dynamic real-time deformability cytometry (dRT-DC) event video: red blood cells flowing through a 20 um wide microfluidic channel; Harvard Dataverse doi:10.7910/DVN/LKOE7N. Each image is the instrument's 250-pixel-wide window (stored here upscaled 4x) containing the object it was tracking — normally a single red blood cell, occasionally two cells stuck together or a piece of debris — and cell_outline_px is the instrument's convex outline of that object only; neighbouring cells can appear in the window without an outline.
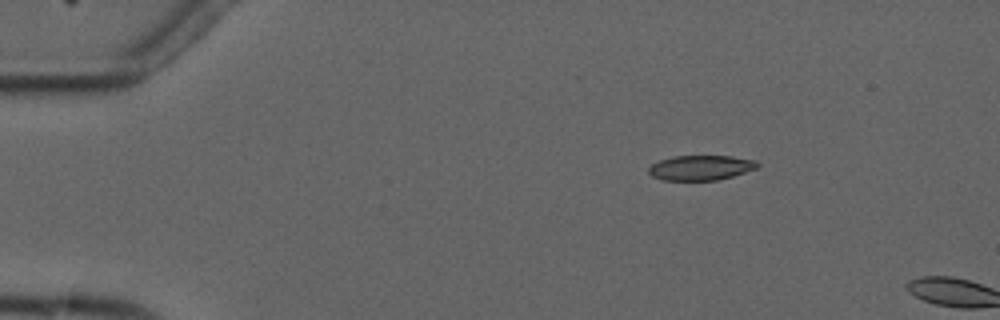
{"species": "common noctule bat (a hibernating species)", "species_latin": "Nyctalus noctula", "temperature_condition": "cold", "stored_images_in_passage": 2, "camera_frame_rate_fps": 3000, "um_per_image_px": 0.085, "animal": {"sex": "male", "forearm_length_mm": 52.5}, "frame": {"image": 1, "passage_image": 1, "time_ms": 0.0, "image_size_px": [1000, 320], "cell_outline_px": [[760, 164], [756, 168], [732, 176], [716, 180], [660, 180], [652, 176], [648, 172], [648, 168], [652, 164], [660, 160], [672, 156], [732, 156], [756, 160]], "centroid_in_image_um": [59.54, 14.25], "position_along_channel_um": 25.5, "area_um2": 15.78}}